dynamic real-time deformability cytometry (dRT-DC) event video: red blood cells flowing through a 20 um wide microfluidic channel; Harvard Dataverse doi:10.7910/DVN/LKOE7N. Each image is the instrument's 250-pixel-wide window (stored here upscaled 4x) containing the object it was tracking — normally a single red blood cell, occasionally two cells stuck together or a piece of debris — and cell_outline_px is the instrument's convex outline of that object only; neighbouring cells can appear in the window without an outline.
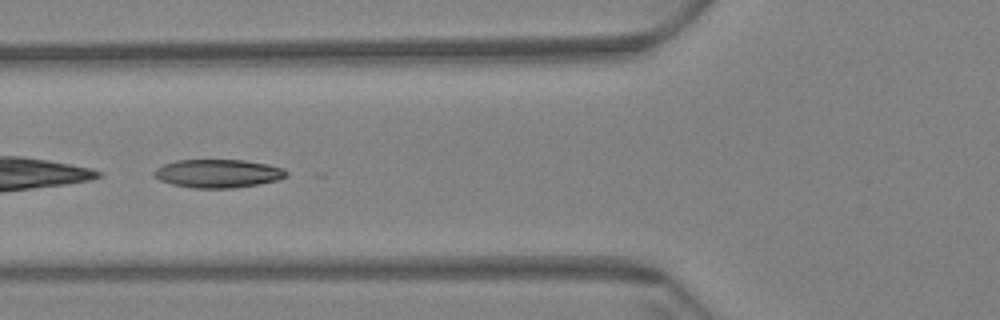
{"species": "Egyptian fruit bat (a non-hibernating species)", "species_latin": "Rousettus aegyptiacus", "temperature_condition": "warm", "stored_images_in_passage": 36, "camera_frame_rate_fps": 3000, "um_per_image_px": 0.085, "animal": {"sex": "female"}, "frame": {"image": 1, "passage_image": 4, "time_ms": 1.0, "image_size_px": [1000, 320], "cell_outline_px": [[288, 176], [276, 180], [256, 184], [232, 188], [192, 188], [172, 184], [160, 180], [152, 176], [152, 172], [156, 168], [164, 164], [176, 160], [244, 160], [268, 164], [284, 168], [288, 172]], "centroid_in_image_um": [18.5, 14.74], "position_along_channel_um": 107.3, "area_um2": 21.91}}
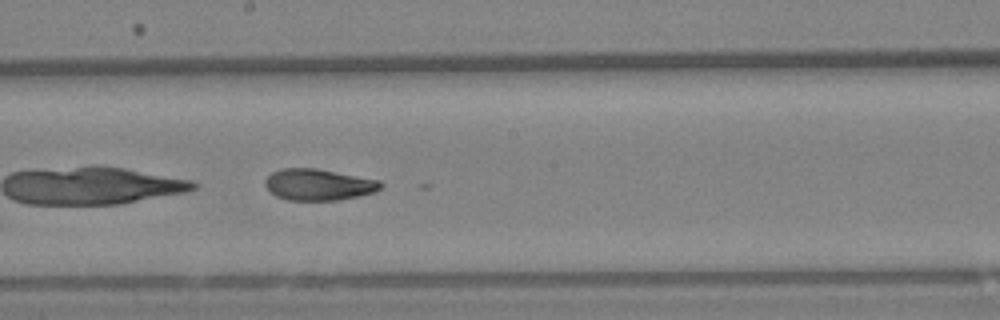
{"frame": {"image": 2, "passage_image": 14, "time_ms": 4.333, "image_size_px": [1000, 320], "cell_outline_px": [[384, 184], [380, 188], [372, 192], [360, 196], [336, 200], [288, 200], [276, 196], [264, 184], [264, 180], [272, 172], [280, 168], [316, 168], [380, 180]], "centroid_in_image_um": [27.06, 15.68], "position_along_channel_um": 221.1, "area_um2": 21.1}}
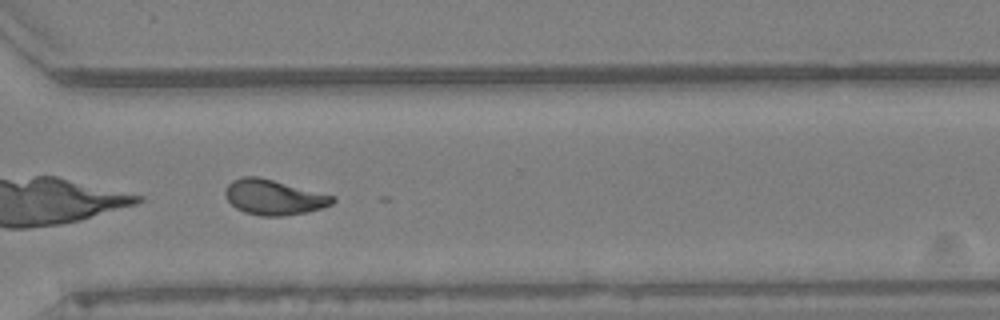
{"frame": {"image": 3, "passage_image": 25, "time_ms": 8.0, "image_size_px": [1000, 320], "cell_outline_px": [[336, 200], [332, 204], [308, 212], [284, 216], [260, 216], [244, 212], [236, 208], [228, 200], [224, 192], [224, 188], [232, 180], [244, 176], [256, 176], [336, 196]], "centroid_in_image_um": [23.26, 16.77], "position_along_channel_um": 347.3, "area_um2": 21.96}}